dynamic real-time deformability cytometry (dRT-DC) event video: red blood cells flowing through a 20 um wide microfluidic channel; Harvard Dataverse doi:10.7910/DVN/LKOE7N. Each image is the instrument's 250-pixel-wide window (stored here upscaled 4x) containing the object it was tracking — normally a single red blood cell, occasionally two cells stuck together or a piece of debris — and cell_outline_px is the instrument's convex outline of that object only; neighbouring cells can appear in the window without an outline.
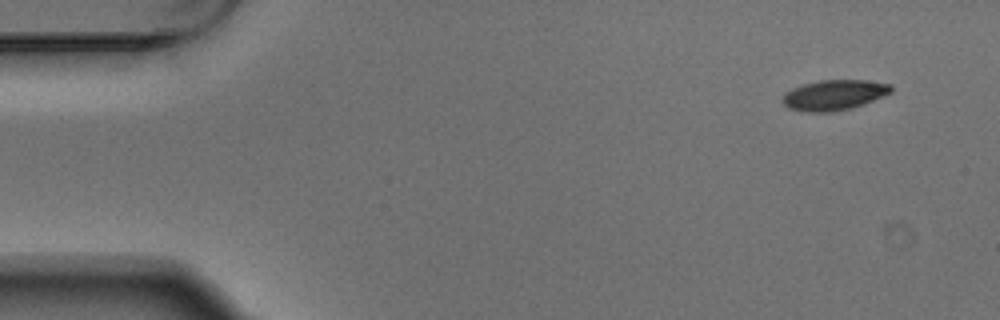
{"species": "Egyptian fruit bat (a non-hibernating species)", "species_latin": "Rousettus aegyptiacus", "temperature_condition": "warm", "stored_images_in_passage": 7, "camera_frame_rate_fps": 3000, "um_per_image_px": 0.085, "animal": {"sex": "male"}, "frame": {"image": 1, "passage_image": 1, "time_ms": 0.0, "image_size_px": [1000, 320], "cell_outline_px": [[892, 92], [884, 96], [864, 104], [852, 108], [832, 112], [804, 112], [788, 108], [780, 100], [784, 92], [792, 88], [804, 84], [820, 80], [864, 80], [892, 84]], "centroid_in_image_um": [70.88, 8.08], "position_along_channel_um": 14.1, "area_um2": 19.42}}
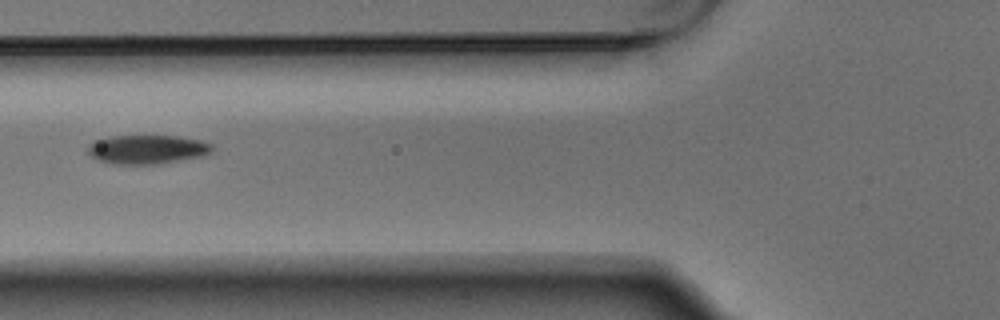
{"frame": {"image": 2, "passage_image": 5, "time_ms": 1.333, "image_size_px": [1000, 320], "cell_outline_px": [[216, 148], [212, 152], [204, 156], [156, 164], [112, 164], [96, 160], [88, 152], [88, 144], [96, 140], [108, 136], [180, 136], [200, 140], [212, 144]], "centroid_in_image_um": [12.53, 12.7], "position_along_channel_um": 113.3, "area_um2": 21.21}}
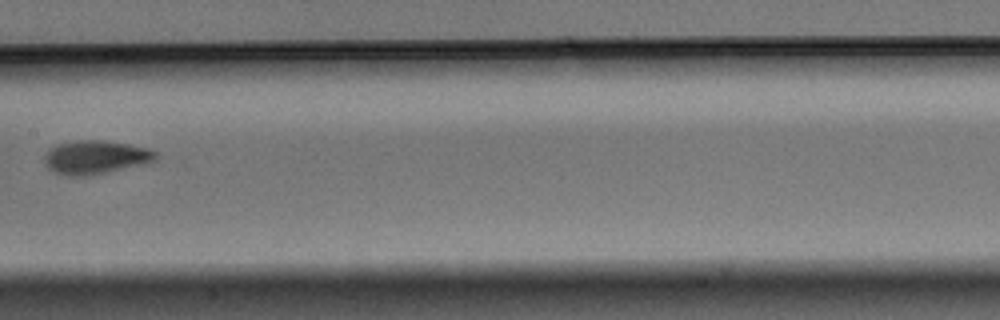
{"frame": {"image": 3, "passage_image": 7, "time_ms": 2.0, "image_size_px": [1000, 320], "cell_outline_px": [[156, 160], [104, 172], [84, 176], [68, 176], [56, 172], [48, 168], [44, 164], [44, 156], [56, 144], [76, 140], [104, 140], [128, 144], [148, 148], [156, 152]], "centroid_in_image_um": [8.07, 13.34], "position_along_channel_um": 199.3, "area_um2": 21.33}}